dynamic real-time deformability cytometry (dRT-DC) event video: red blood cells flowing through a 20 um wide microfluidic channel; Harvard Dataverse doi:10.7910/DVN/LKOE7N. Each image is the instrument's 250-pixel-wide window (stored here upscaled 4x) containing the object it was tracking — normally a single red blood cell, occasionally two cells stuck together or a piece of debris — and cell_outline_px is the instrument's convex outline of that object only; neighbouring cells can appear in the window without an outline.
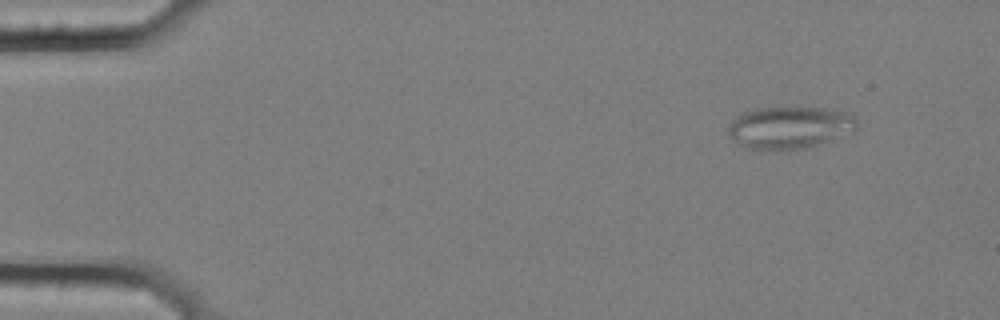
{"species": "common noctule bat (a hibernating species)", "species_latin": "Nyctalus noctula", "temperature_condition": "cold", "stored_images_in_passage": 3, "camera_frame_rate_fps": 3000, "um_per_image_px": 0.085, "animal": {"sex": "female", "body_mass_g": 25.1}, "frame": {"image": 1, "passage_image": 2, "time_ms": 0.333, "image_size_px": [1000, 320], "cell_outline_px": [[856, 132], [816, 144], [800, 148], [744, 148], [728, 132], [728, 128], [732, 120], [736, 116], [744, 112], [760, 108], [820, 108], [852, 112], [856, 116]], "centroid_in_image_um": [67.19, 10.8], "position_along_channel_um": 17.8, "area_um2": 30.98}}